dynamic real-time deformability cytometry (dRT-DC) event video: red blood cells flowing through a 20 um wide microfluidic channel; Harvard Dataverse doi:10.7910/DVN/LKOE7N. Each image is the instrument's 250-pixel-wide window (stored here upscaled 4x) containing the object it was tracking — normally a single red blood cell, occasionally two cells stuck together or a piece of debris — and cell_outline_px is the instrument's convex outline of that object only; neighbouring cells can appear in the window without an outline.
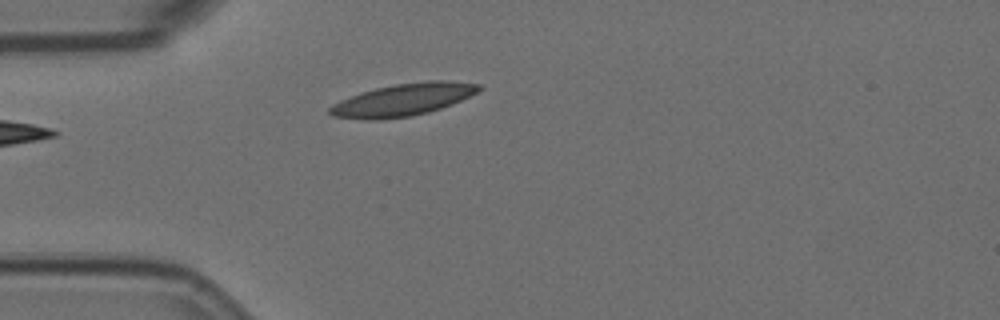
{"species": "Egyptian fruit bat (a non-hibernating species)", "species_latin": "Rousettus aegyptiacus", "temperature_condition": "room temperature", "stored_images_in_passage": 4, "camera_frame_rate_fps": 3000, "um_per_image_px": 0.085, "animal": {"sex": "female"}, "frame": {"image": 1, "passage_image": 4, "time_ms": 1.0, "image_size_px": [1000, 320], "cell_outline_px": [[484, 88], [452, 104], [428, 112], [412, 116], [380, 120], [364, 120], [332, 116], [328, 112], [328, 108], [332, 104], [340, 100], [360, 92], [376, 88], [396, 84], [428, 80], [448, 80], [480, 84]], "centroid_in_image_um": [34.22, 8.48], "position_along_channel_um": 50.8, "area_um2": 28.21}}